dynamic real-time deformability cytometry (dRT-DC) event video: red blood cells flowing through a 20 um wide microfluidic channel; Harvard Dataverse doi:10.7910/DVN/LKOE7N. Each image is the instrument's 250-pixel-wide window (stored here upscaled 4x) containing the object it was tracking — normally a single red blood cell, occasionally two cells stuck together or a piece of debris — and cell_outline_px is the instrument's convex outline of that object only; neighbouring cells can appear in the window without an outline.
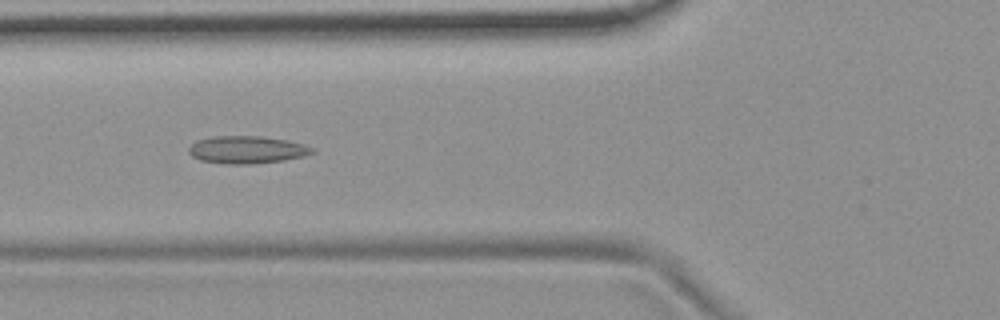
{"species": "common noctule bat (a hibernating species)", "species_latin": "Nyctalus noctula", "temperature_condition": "room temperature", "stored_images_in_passage": 55, "camera_frame_rate_fps": 3000, "um_per_image_px": 0.085, "animal": {"sex": "female", "body_mass_g": 19.9}, "frame": {"image": 1, "passage_image": 21, "time_ms": 6.667, "image_size_px": [1000, 320], "cell_outline_px": [[316, 152], [304, 156], [284, 160], [252, 164], [224, 164], [200, 160], [192, 156], [188, 152], [188, 148], [196, 140], [212, 136], [260, 136], [284, 140], [304, 144], [316, 148]], "centroid_in_image_um": [20.99, 12.73], "position_along_channel_um": 104.8, "area_um2": 19.94}}
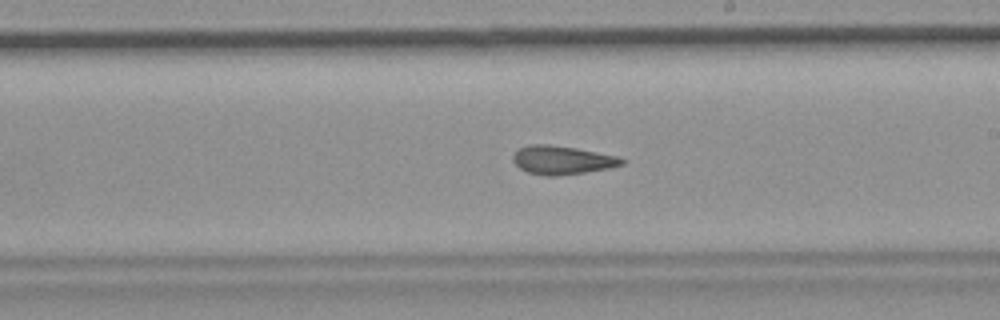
{"frame": {"image": 2, "passage_image": 32, "time_ms": 10.333, "image_size_px": [1000, 320], "cell_outline_px": [[624, 164], [608, 168], [584, 172], [556, 176], [544, 176], [528, 172], [520, 168], [512, 160], [512, 156], [520, 148], [528, 144], [548, 144], [576, 148], [616, 156], [624, 160]], "centroid_in_image_um": [47.74, 13.6], "position_along_channel_um": 241.3, "area_um2": 17.92}}
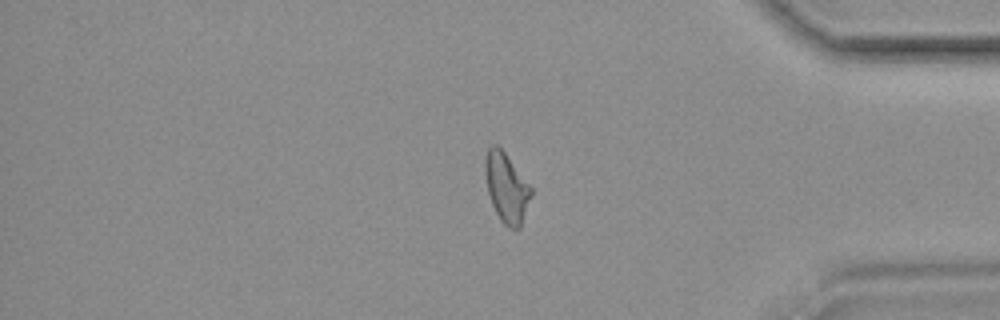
{"frame": {"image": 3, "passage_image": 46, "time_ms": 15.0, "image_size_px": [1000, 320], "cell_outline_px": [[532, 196], [520, 228], [508, 228], [500, 220], [492, 204], [488, 192], [484, 172], [484, 160], [488, 148], [492, 144], [496, 144], [504, 152], [532, 188]], "centroid_in_image_um": [43.04, 15.96], "position_along_channel_um": 392.2, "area_um2": 18.55}, "authors_computed_cell_mechanics": {"area_um2": 18.8428, "velocity_mm_per_s": 3.7274, "shape_relaxation_time_tau1_ms": null, "shape_relaxation_time_tau2_ms": 2.9028, "deformation_change_tau1": null, "deformation_change_tau2": 0.1102}}